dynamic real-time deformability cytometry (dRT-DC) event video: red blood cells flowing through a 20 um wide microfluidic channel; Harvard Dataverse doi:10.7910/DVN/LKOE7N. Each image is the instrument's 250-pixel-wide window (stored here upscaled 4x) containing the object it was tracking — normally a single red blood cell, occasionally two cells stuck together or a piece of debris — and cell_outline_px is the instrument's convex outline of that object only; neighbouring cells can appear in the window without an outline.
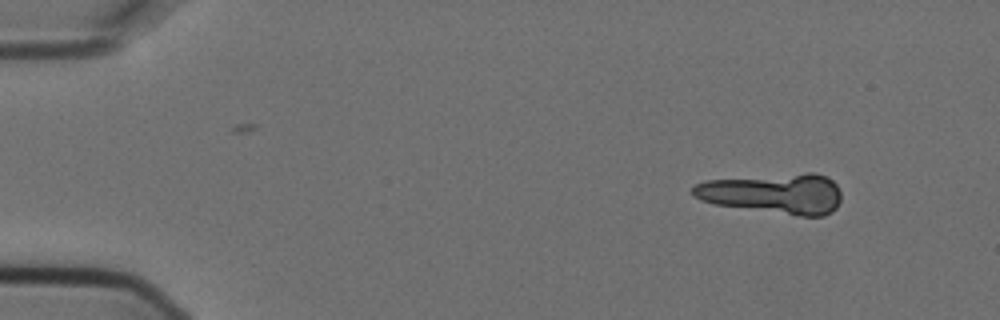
{"species": "Egyptian fruit bat (a non-hibernating species)", "species_latin": "Rousettus aegyptiacus", "temperature_condition": "cold", "stored_images_in_passage": 4, "camera_frame_rate_fps": 3000, "um_per_image_px": 0.085, "animal": {"sex": "female"}, "frame": {"image": 1, "passage_image": 1, "time_ms": 0.0, "image_size_px": [1000, 320], "cell_outline_px": [[840, 200], [836, 208], [832, 212], [824, 216], [800, 216], [716, 204], [700, 200], [692, 196], [692, 188], [696, 184], [708, 180], [808, 172], [816, 172], [828, 176], [836, 184], [840, 192]], "centroid_in_image_um": [65.81, 16.44], "position_along_channel_um": 19.2, "area_um2": 34.85}}